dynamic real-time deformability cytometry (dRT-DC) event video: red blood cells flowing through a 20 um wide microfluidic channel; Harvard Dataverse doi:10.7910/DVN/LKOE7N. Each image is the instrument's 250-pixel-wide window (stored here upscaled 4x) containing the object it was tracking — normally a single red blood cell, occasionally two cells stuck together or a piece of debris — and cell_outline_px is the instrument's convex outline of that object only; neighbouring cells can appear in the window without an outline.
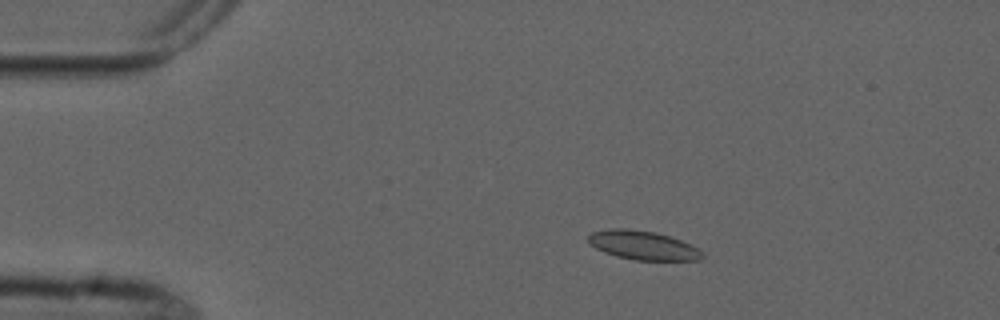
{"species": "common noctule bat (a hibernating species)", "species_latin": "Nyctalus noctula", "temperature_condition": "cold", "stored_images_in_passage": 5, "camera_frame_rate_fps": 3000, "um_per_image_px": 0.085, "animal": {"sex": "male", "forearm_length_mm": 52.5}, "frame": {"image": 1, "passage_image": 2, "time_ms": 2.333, "image_size_px": [1000, 320], "cell_outline_px": [[704, 256], [700, 260], [632, 260], [616, 256], [604, 252], [588, 244], [588, 236], [592, 232], [608, 228], [624, 228], [656, 232], [680, 240], [704, 252]], "centroid_in_image_um": [54.61, 20.85], "position_along_channel_um": 30.4, "area_um2": 19.25}}
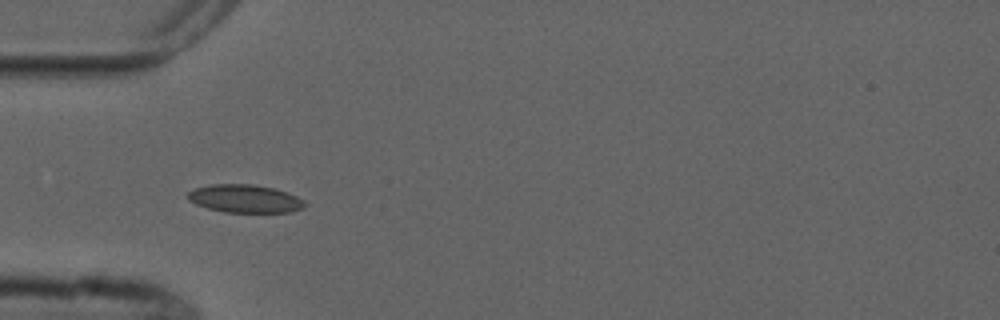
{"frame": {"image": 2, "passage_image": 4, "time_ms": 4.667, "image_size_px": [1000, 320], "cell_outline_px": [[308, 204], [304, 208], [292, 212], [224, 212], [208, 208], [196, 204], [188, 200], [188, 192], [196, 188], [212, 184], [252, 184], [276, 188], [288, 192], [304, 200]], "centroid_in_image_um": [20.87, 16.88], "position_along_channel_um": 64.1, "area_um2": 19.25}}
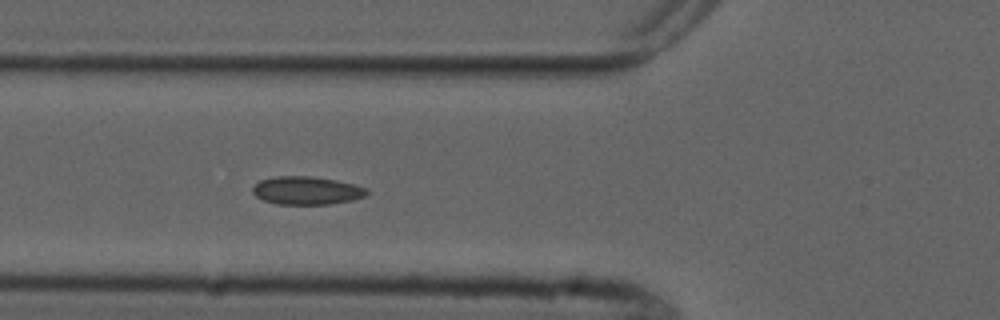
{"frame": {"image": 3, "passage_image": 5, "time_ms": 5.667, "image_size_px": [1000, 320], "cell_outline_px": [[368, 192], [364, 196], [352, 200], [328, 204], [276, 204], [264, 200], [256, 196], [252, 192], [252, 188], [260, 180], [276, 176], [308, 176], [336, 180], [368, 188]], "centroid_in_image_um": [26.05, 16.19], "position_along_channel_um": 99.8, "area_um2": 18.55}}